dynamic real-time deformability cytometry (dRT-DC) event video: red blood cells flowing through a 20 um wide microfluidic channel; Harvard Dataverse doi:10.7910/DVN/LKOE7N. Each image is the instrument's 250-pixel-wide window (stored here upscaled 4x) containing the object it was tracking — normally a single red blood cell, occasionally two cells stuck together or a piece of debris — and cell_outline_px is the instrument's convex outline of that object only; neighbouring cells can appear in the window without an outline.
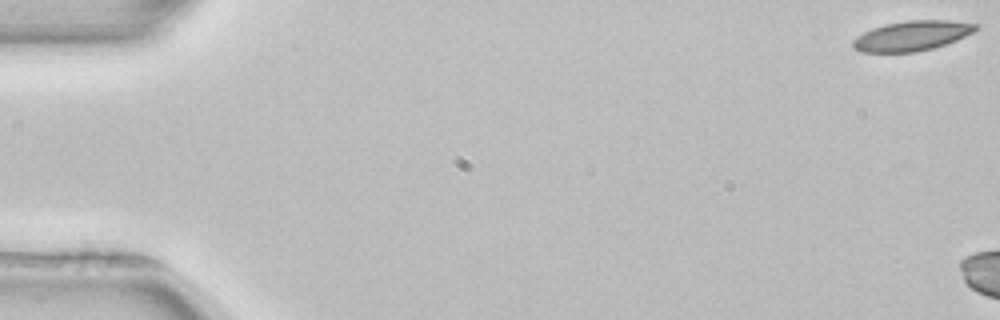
{"species": "common noctule bat (a hibernating species)", "species_latin": "Nyctalus noctula", "temperature_condition": "room temperature", "stored_images_in_passage": 6, "camera_frame_rate_fps": 3000, "um_per_image_px": 0.085, "animal": {"sex": "female", "body_mass_g": 22.7, "forearm_length_mm": 54.2}, "frame": {"image": 1, "passage_image": 1, "time_ms": 0.0, "image_size_px": [1000, 320], "cell_outline_px": [[980, 28], [956, 40], [932, 48], [916, 52], [860, 52], [852, 48], [852, 40], [856, 36], [872, 28], [884, 24], [908, 20], [948, 20], [980, 24]], "centroid_in_image_um": [77.49, 3.04], "position_along_channel_um": 7.5, "area_um2": 21.5}}